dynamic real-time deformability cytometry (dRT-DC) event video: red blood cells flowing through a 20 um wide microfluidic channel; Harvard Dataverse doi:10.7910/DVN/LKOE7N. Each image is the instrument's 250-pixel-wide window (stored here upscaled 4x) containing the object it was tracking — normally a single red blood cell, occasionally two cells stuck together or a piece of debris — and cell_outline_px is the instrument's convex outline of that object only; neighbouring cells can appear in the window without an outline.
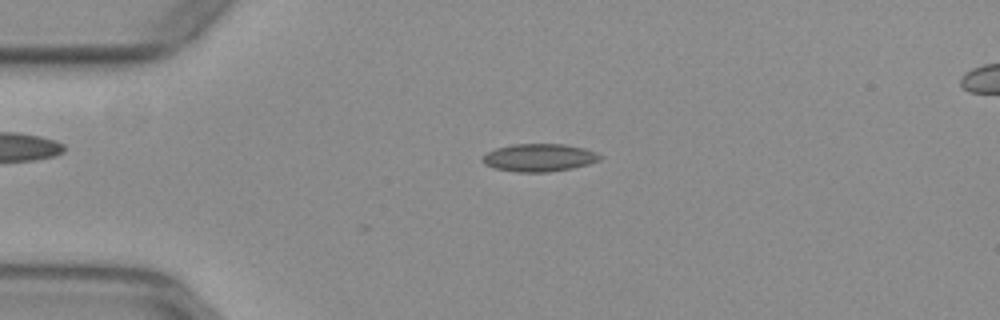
{"species": "common noctule bat (a hibernating species)", "species_latin": "Nyctalus noctula", "temperature_condition": "warm", "stored_images_in_passage": 41, "camera_frame_rate_fps": 3000, "um_per_image_px": 0.085, "animal": {"sex": "female", "body_mass_g": 29.2, "forearm_length_mm": 56.3}, "frame": {"image": 1, "passage_image": 1, "time_ms": 0.0, "image_size_px": [1000, 320], "cell_outline_px": [[604, 156], [600, 160], [588, 164], [572, 168], [548, 172], [516, 172], [496, 168], [484, 164], [480, 160], [488, 152], [496, 148], [516, 144], [564, 144], [584, 148], [596, 152]], "centroid_in_image_um": [45.85, 13.4], "position_along_channel_um": 39.1, "area_um2": 18.96}}
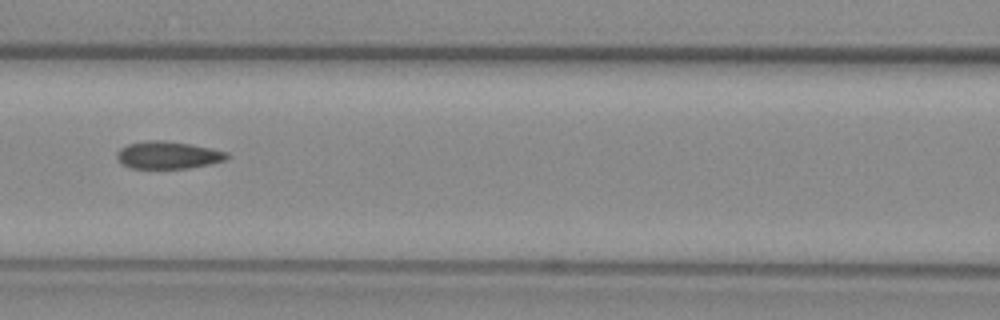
{"frame": {"image": 2, "passage_image": 12, "time_ms": 3.667, "image_size_px": [1000, 320], "cell_outline_px": [[228, 156], [224, 160], [208, 164], [188, 168], [132, 168], [124, 164], [116, 156], [116, 152], [120, 148], [128, 144], [148, 140], [160, 140], [192, 144], [228, 152]], "centroid_in_image_um": [14.27, 13.17], "position_along_channel_um": 152.3, "area_um2": 17.34}}
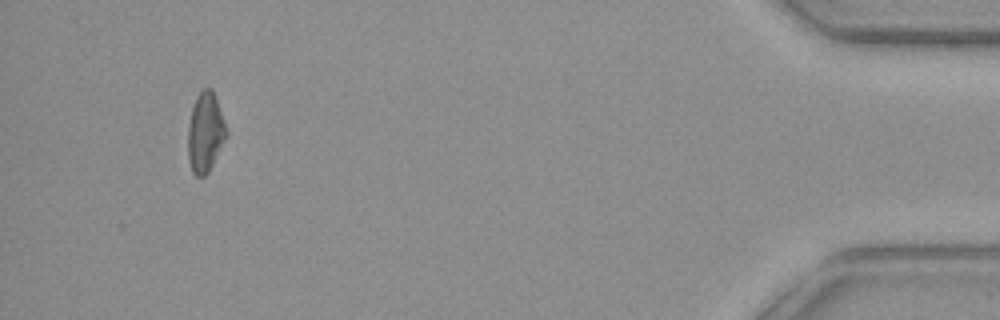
{"frame": {"image": 3, "passage_image": 38, "time_ms": 12.333, "image_size_px": [1000, 320], "cell_outline_px": [[228, 132], [208, 172], [204, 176], [196, 176], [192, 172], [188, 160], [188, 124], [192, 108], [196, 96], [204, 88], [212, 88], [216, 96]], "centroid_in_image_um": [17.44, 11.22], "position_along_channel_um": 417.8, "area_um2": 17.74}, "authors_computed_cell_mechanics": {"area_um2": 17.7446, "velocity_mm_per_s": 3.9472, "shape_relaxation_time_tau1_ms": null, "shape_relaxation_time_tau2_ms": 2.6759, "deformation_change_tau1": null, "deformation_change_tau2": 0.0973}}